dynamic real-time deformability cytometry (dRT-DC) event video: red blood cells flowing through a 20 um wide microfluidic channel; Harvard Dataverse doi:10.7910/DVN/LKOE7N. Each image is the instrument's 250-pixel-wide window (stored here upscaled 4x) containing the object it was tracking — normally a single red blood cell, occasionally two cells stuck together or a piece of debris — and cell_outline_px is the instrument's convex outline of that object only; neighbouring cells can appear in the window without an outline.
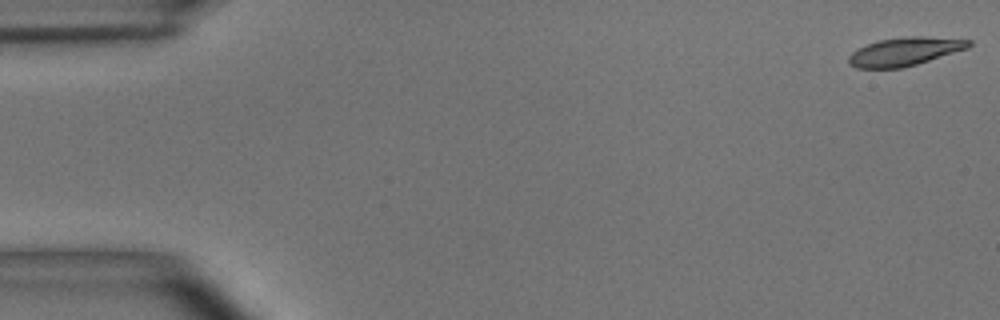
{"species": "common noctule bat (a hibernating species)", "species_latin": "Nyctalus noctula", "temperature_condition": "room temperature", "stored_images_in_passage": 54, "camera_frame_rate_fps": 3000, "um_per_image_px": 0.085, "animal": {"sex": "male", "body_mass_g": 15.6}, "frame": {"image": 1, "passage_image": 1, "time_ms": 0.0, "image_size_px": [1000, 320], "cell_outline_px": [[972, 44], [968, 48], [904, 68], [856, 68], [848, 64], [848, 56], [856, 48], [876, 40], [904, 36], [924, 36], [972, 40]], "centroid_in_image_um": [76.86, 4.37], "position_along_channel_um": 8.1, "area_um2": 20.11}}
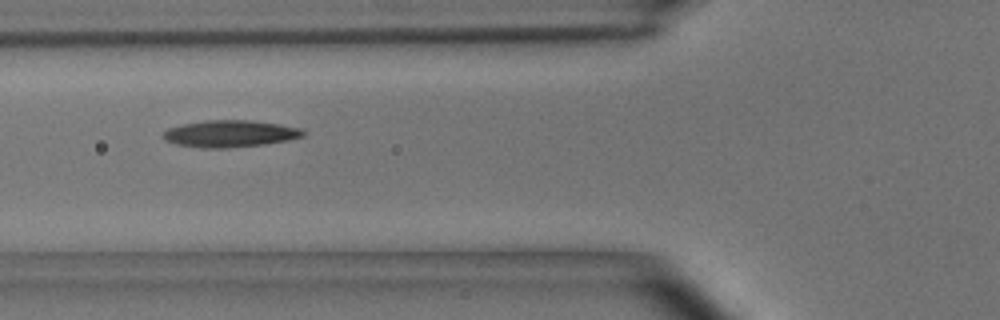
{"frame": {"image": 2, "passage_image": 20, "time_ms": 6.333, "image_size_px": [1000, 320], "cell_outline_px": [[308, 132], [304, 136], [288, 140], [264, 144], [224, 148], [204, 148], [176, 144], [164, 140], [160, 136], [168, 128], [180, 124], [204, 120], [248, 120], [280, 124], [300, 128]], "centroid_in_image_um": [19.54, 11.35], "position_along_channel_um": 106.3, "area_um2": 22.08}}
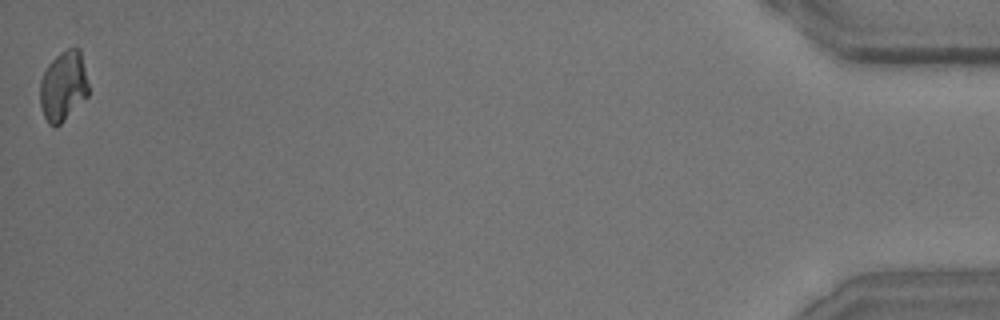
{"frame": {"image": 3, "passage_image": 54, "time_ms": 17.667, "image_size_px": [1000, 320], "cell_outline_px": [[88, 96], [60, 124], [48, 124], [44, 116], [40, 104], [40, 80], [48, 64], [60, 52], [68, 48], [76, 48], [80, 52], [88, 84]], "centroid_in_image_um": [5.36, 7.32], "position_along_channel_um": 429.8, "area_um2": 19.42}, "authors_computed_cell_mechanics": {"area_um2": 20.6635, "velocity_mm_per_s": 3.6622, "shape_relaxation_time_tau1_ms": 4.1974, "shape_relaxation_time_tau2_ms": 8.2637, "deformation_change_tau1": 0.1502, "deformation_change_tau2": 0.1789}}